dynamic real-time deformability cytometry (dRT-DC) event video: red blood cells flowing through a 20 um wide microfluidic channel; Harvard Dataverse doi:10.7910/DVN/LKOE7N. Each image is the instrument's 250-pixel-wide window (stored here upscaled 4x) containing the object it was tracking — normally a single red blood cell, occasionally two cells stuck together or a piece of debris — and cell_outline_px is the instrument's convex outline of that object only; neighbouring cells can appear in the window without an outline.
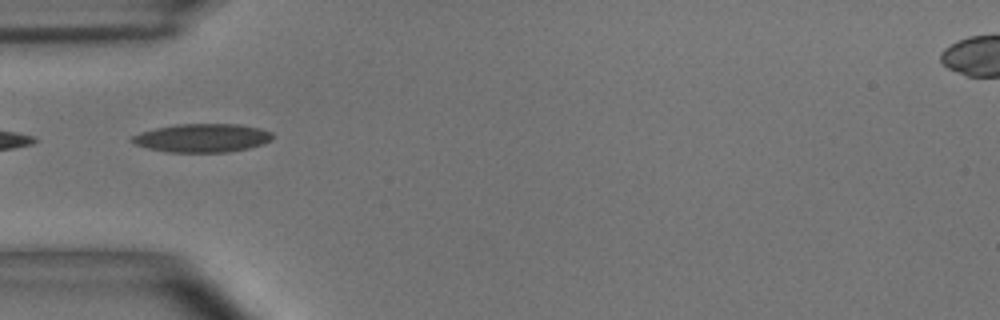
{"species": "common noctule bat (a hibernating species)", "species_latin": "Nyctalus noctula", "temperature_condition": "room temperature", "stored_images_in_passage": 7, "camera_frame_rate_fps": 3000, "um_per_image_px": 0.085, "animal": {"sex": "male", "body_mass_g": 15.6}, "frame": {"image": 1, "passage_image": 1, "time_ms": 0.0, "image_size_px": [1000, 320], "cell_outline_px": [[272, 140], [264, 144], [248, 148], [228, 152], [168, 152], [148, 148], [136, 144], [128, 140], [132, 136], [140, 132], [156, 128], [176, 124], [236, 124], [260, 128], [272, 132]], "centroid_in_image_um": [17.19, 11.72], "position_along_channel_um": 67.8, "area_um2": 23.35}}
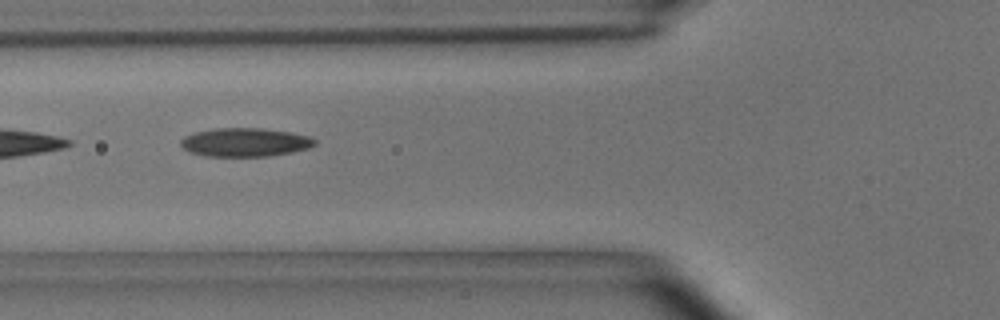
{"frame": {"image": 2, "passage_image": 4, "time_ms": 1.0, "image_size_px": [1000, 320], "cell_outline_px": [[316, 144], [308, 148], [292, 152], [268, 156], [204, 156], [188, 152], [180, 144], [180, 140], [184, 136], [196, 132], [216, 128], [260, 128], [292, 132], [312, 136], [316, 140]], "centroid_in_image_um": [20.84, 12.09], "position_along_channel_um": 105.0, "area_um2": 22.48}}